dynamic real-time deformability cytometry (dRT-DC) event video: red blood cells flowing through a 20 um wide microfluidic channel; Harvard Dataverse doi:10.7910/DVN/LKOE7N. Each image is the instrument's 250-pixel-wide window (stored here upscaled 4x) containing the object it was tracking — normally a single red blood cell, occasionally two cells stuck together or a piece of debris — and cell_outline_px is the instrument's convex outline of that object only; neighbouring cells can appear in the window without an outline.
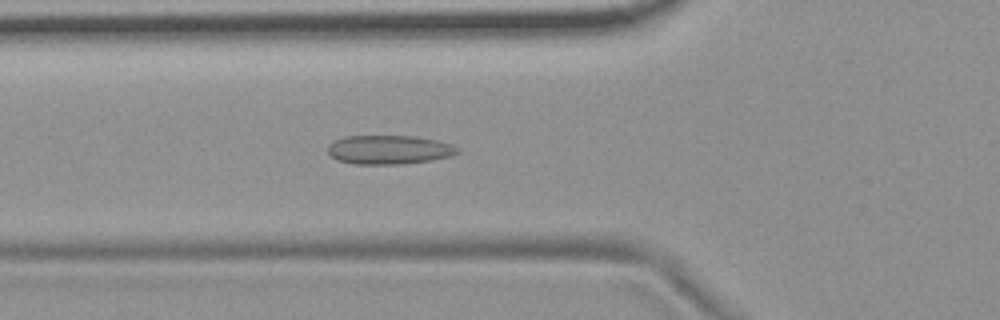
{"species": "common noctule bat (a hibernating species)", "species_latin": "Nyctalus noctula", "temperature_condition": "room temperature", "stored_images_in_passage": 54, "camera_frame_rate_fps": 3000, "um_per_image_px": 0.085, "animal": {"sex": "female", "body_mass_g": 19.9}, "frame": {"image": 1, "passage_image": 19, "time_ms": 6.0, "image_size_px": [1000, 320], "cell_outline_px": [[460, 152], [452, 156], [432, 160], [400, 164], [356, 164], [336, 160], [328, 152], [328, 144], [332, 140], [344, 136], [412, 136], [436, 140], [452, 144], [460, 148]], "centroid_in_image_um": [33.07, 12.72], "position_along_channel_um": 92.7, "area_um2": 22.08}}
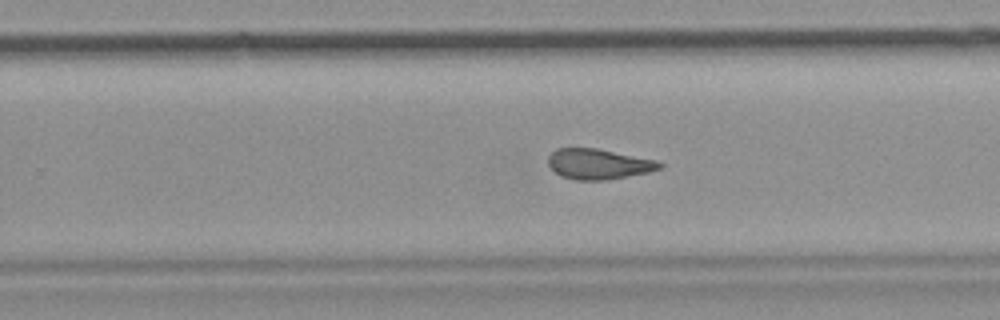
{"frame": {"image": 2, "passage_image": 34, "time_ms": 11.0, "image_size_px": [1000, 320], "cell_outline_px": [[664, 164], [660, 168], [648, 172], [608, 180], [576, 180], [560, 176], [548, 164], [548, 156], [556, 148], [596, 148], [656, 160]], "centroid_in_image_um": [50.86, 13.94], "position_along_channel_um": 278.9, "area_um2": 19.65}}
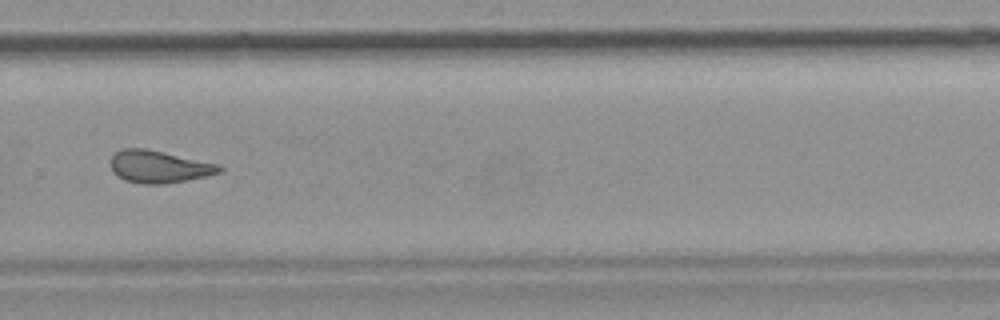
{"frame": {"image": 3, "passage_image": 37, "time_ms": 12.0, "image_size_px": [1000, 320], "cell_outline_px": [[224, 168], [220, 172], [188, 180], [164, 184], [144, 184], [124, 180], [112, 172], [108, 164], [112, 156], [116, 152], [124, 148], [144, 148], [220, 164]], "centroid_in_image_um": [13.48, 14.17], "position_along_channel_um": 316.3, "area_um2": 20.58}, "authors_computed_cell_mechanics": {"area_um2": 20.9814, "velocity_mm_per_s": 3.7283, "shape_relaxation_time_tau1_ms": null, "shape_relaxation_time_tau2_ms": 2.472, "deformation_change_tau1": null, "deformation_change_tau2": 0.0896}}